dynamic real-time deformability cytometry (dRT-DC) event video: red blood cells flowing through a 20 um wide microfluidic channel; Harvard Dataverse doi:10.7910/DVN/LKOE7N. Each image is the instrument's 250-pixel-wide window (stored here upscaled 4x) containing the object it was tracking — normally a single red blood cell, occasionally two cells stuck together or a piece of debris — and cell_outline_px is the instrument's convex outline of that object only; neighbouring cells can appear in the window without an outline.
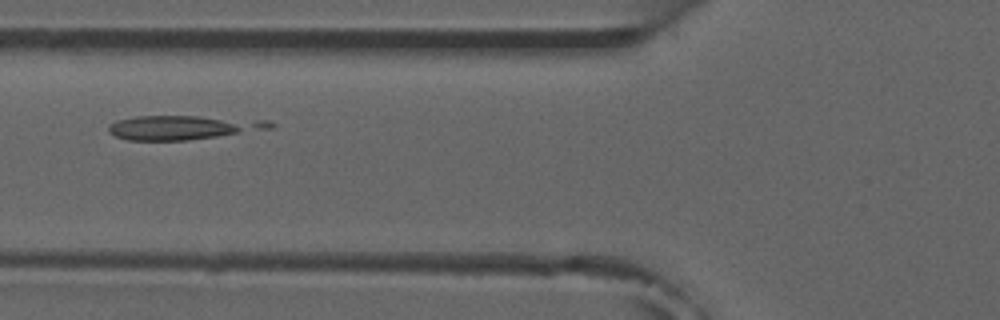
{"species": "common noctule bat (a hibernating species)", "species_latin": "Nyctalus noctula", "temperature_condition": "room temperature", "stored_images_in_passage": 3, "camera_frame_rate_fps": 3000, "um_per_image_px": 0.085, "animal": {"sex": "male", "forearm_length_mm": 52.5}, "frame": {"image": 1, "passage_image": 2, "time_ms": 1.333, "image_size_px": [1000, 320], "cell_outline_px": [[276, 128], [188, 140], [128, 140], [116, 136], [108, 132], [108, 124], [116, 120], [136, 116], [196, 116], [272, 120], [276, 124]], "centroid_in_image_um": [15.6, 10.82], "position_along_channel_um": 110.2, "area_um2": 22.89}}